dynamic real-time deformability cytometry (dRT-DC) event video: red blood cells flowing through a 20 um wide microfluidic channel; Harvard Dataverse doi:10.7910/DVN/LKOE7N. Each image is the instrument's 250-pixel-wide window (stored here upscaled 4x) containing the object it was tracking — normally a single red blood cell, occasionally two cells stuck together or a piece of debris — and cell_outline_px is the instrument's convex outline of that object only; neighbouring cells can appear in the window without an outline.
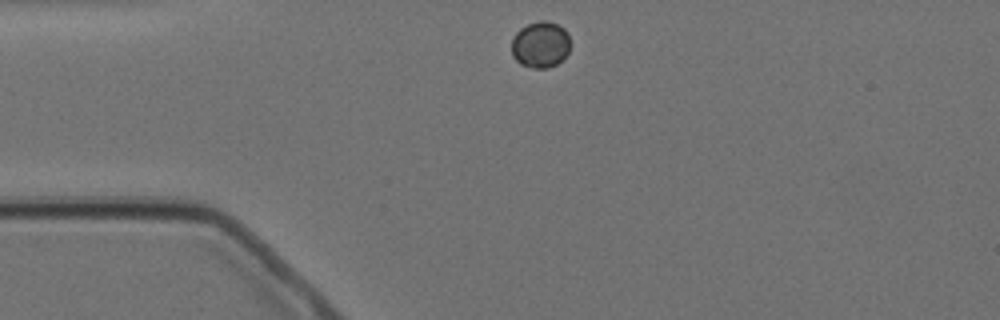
{"species": "Egyptian fruit bat (a non-hibernating species)", "species_latin": "Rousettus aegyptiacus", "temperature_condition": "cold", "stored_images_in_passage": 2, "camera_frame_rate_fps": 3000, "um_per_image_px": 0.085, "animal": {"sex": "female"}, "frame": {"image": 1, "passage_image": 1, "time_ms": 0.0, "image_size_px": [1000, 320], "cell_outline_px": [[568, 52], [556, 64], [548, 68], [532, 68], [520, 64], [512, 56], [512, 40], [516, 32], [520, 28], [528, 24], [540, 20], [544, 20], [556, 24], [564, 28], [568, 32]], "centroid_in_image_um": [45.91, 3.79], "position_along_channel_um": 39.1, "area_um2": 15.72}}